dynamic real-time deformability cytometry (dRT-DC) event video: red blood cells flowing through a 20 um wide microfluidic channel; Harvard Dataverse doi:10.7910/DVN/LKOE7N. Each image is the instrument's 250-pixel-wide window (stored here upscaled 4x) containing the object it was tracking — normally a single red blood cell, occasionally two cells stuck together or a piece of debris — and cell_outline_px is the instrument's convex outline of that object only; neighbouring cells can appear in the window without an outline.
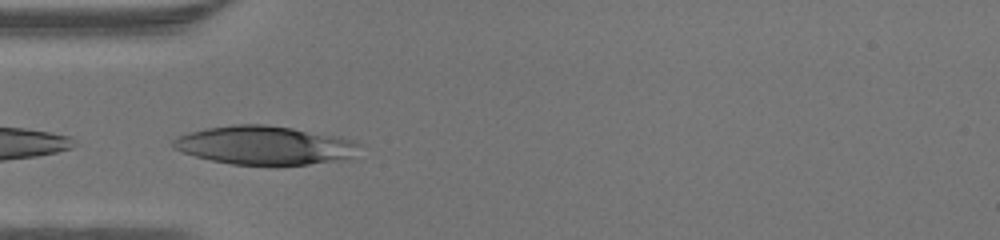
{"species": "human", "species_latin": "Homo sapiens", "temperature_condition": "warm", "stored_images_in_passage": 13, "camera_frame_rate_fps": 3000, "um_per_image_px": 0.085, "donor": {"sex": "male"}, "frame": {"image": 1, "passage_image": 10, "time_ms": 3.0, "image_size_px": [1000, 240], "cell_outline_px": [[360, 144], [352, 156], [344, 160], [276, 168], [232, 164], [212, 160], [196, 156], [172, 148], [172, 140], [176, 136], [204, 128], [232, 124], [264, 124], [292, 128], [336, 136], [356, 140]], "centroid_in_image_um": [22.49, 12.38], "position_along_channel_um": 62.5, "area_um2": 42.83}}